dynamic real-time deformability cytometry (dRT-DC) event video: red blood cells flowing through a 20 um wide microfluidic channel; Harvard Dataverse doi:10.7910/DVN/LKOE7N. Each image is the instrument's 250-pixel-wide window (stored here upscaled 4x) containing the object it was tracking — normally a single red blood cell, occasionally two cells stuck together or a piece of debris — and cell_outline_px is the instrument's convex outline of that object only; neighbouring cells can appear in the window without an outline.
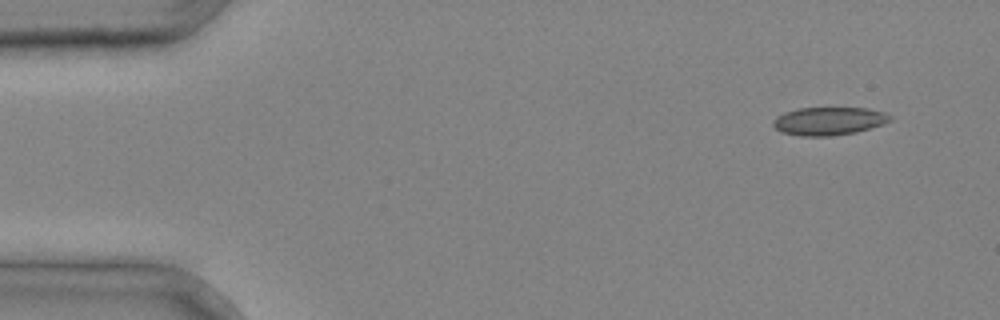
{"species": "common noctule bat (a hibernating species)", "species_latin": "Nyctalus noctula", "temperature_condition": "cold", "stored_images_in_passage": 4, "camera_frame_rate_fps": 3000, "um_per_image_px": 0.085, "animal": {"sex": "male", "body_mass_g": 20.4}, "frame": {"image": 1, "passage_image": 1, "time_ms": 0.0, "image_size_px": [1000, 320], "cell_outline_px": [[892, 120], [884, 124], [856, 132], [832, 136], [800, 136], [780, 132], [772, 124], [772, 120], [784, 112], [800, 108], [868, 108], [884, 112], [892, 116]], "centroid_in_image_um": [70.46, 10.29], "position_along_channel_um": 14.5, "area_um2": 19.25}}
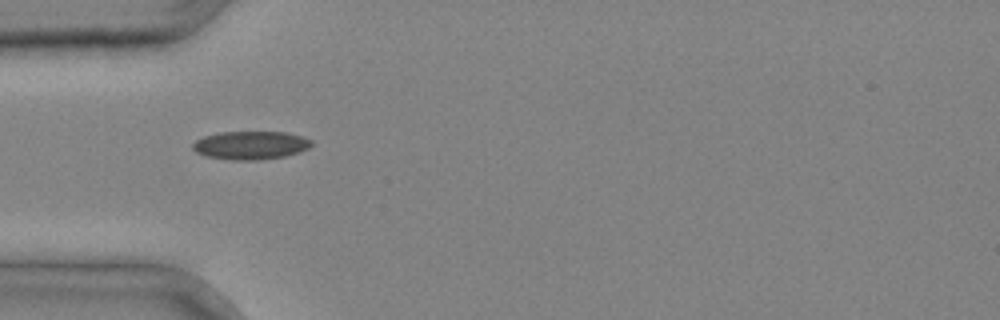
{"frame": {"image": 2, "passage_image": 3, "time_ms": 0.667, "image_size_px": [1000, 320], "cell_outline_px": [[312, 144], [308, 148], [300, 152], [284, 156], [256, 160], [232, 160], [204, 156], [196, 152], [192, 148], [192, 144], [196, 140], [204, 136], [220, 132], [284, 132], [304, 136], [312, 140]], "centroid_in_image_um": [21.3, 12.34], "position_along_channel_um": 63.7, "area_um2": 19.65}}